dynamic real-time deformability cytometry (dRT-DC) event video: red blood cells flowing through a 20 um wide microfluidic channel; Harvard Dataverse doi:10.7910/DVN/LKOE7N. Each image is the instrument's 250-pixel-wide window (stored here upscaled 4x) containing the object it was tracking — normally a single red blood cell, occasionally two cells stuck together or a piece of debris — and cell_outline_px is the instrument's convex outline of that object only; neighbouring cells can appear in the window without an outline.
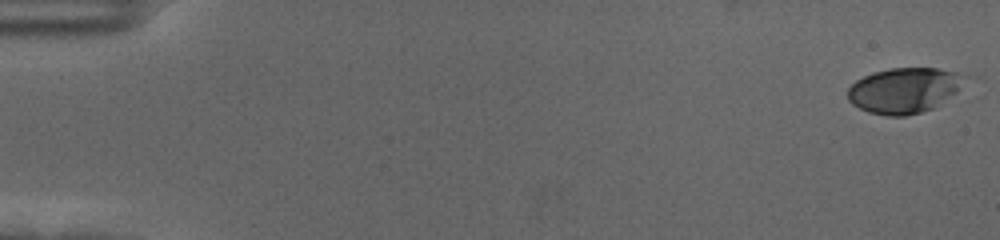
{"species": "human", "species_latin": "Homo sapiens", "temperature_condition": "cold", "stored_images_in_passage": 58, "camera_frame_rate_fps": 3000, "um_per_image_px": 0.085, "donor": {"sex": "female"}, "frame": {"image": 1, "passage_image": 1, "time_ms": 0.0, "image_size_px": [1000, 240], "cell_outline_px": [[968, 76], [956, 92], [936, 108], [904, 116], [888, 116], [868, 112], [852, 104], [848, 100], [848, 88], [856, 80], [872, 72], [892, 68], [936, 68], [956, 72]], "centroid_in_image_um": [76.86, 7.68], "position_along_channel_um": 8.1, "area_um2": 31.04}}
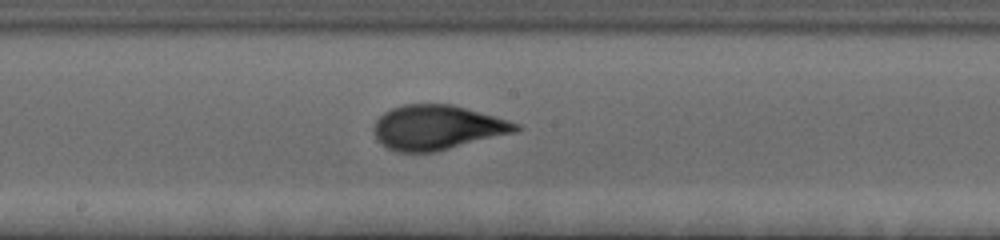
{"frame": {"image": 2, "passage_image": 32, "time_ms": 10.333, "image_size_px": [1000, 240], "cell_outline_px": [[524, 128], [516, 132], [436, 152], [396, 152], [380, 144], [376, 140], [372, 128], [376, 120], [384, 112], [392, 108], [404, 104], [452, 104], [496, 116], [520, 124]], "centroid_in_image_um": [37.16, 10.84], "position_along_channel_um": 211.0, "area_um2": 37.28}}
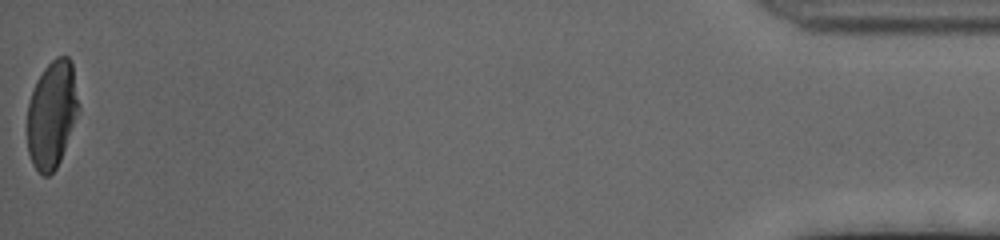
{"frame": {"image": 3, "passage_image": 58, "time_ms": 19.0, "image_size_px": [1000, 240], "cell_outline_px": [[80, 112], [60, 160], [56, 168], [48, 176], [44, 176], [32, 164], [28, 152], [28, 104], [36, 80], [44, 68], [56, 56], [68, 56], [72, 64], [80, 104]], "centroid_in_image_um": [4.44, 9.7], "position_along_channel_um": 430.8, "area_um2": 32.31}, "authors_computed_cell_mechanics": {"area_um2": 35.6915, "velocity_mm_per_s": 3.56, "shape_relaxation_time_tau1_ms": 5.0036, "shape_relaxation_time_tau2_ms": null, "deformation_change_tau1": 0.2166, "deformation_change_tau2": null}}